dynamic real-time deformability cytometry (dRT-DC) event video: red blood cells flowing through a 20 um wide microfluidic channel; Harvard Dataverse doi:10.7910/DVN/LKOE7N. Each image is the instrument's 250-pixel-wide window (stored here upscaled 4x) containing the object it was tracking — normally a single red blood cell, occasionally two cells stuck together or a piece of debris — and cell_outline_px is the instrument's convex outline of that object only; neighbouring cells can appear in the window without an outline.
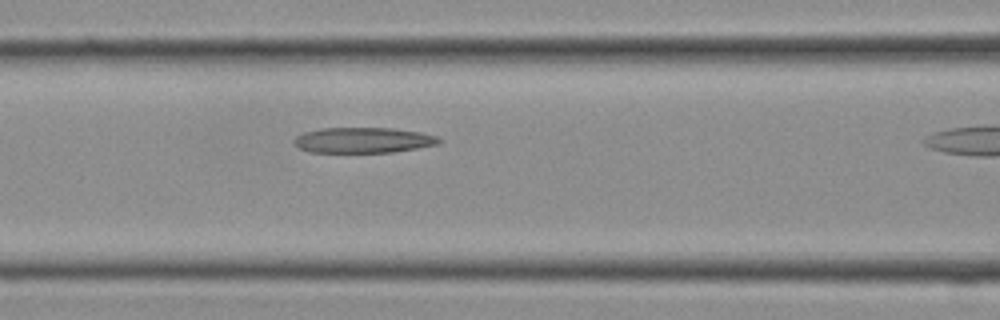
{"species": "Egyptian fruit bat (a non-hibernating species)", "species_latin": "Rousettus aegyptiacus", "temperature_condition": "cold", "stored_images_in_passage": 10, "camera_frame_rate_fps": 3000, "um_per_image_px": 0.085, "frame": {"image": 1, "passage_image": 9, "time_ms": 2.667, "image_size_px": [1000, 320], "cell_outline_px": [[444, 140], [440, 144], [392, 152], [308, 152], [300, 148], [292, 140], [296, 136], [304, 132], [324, 128], [392, 128], [420, 132], [436, 136]], "centroid_in_image_um": [30.89, 11.91], "position_along_channel_um": 135.7, "area_um2": 21.5}}